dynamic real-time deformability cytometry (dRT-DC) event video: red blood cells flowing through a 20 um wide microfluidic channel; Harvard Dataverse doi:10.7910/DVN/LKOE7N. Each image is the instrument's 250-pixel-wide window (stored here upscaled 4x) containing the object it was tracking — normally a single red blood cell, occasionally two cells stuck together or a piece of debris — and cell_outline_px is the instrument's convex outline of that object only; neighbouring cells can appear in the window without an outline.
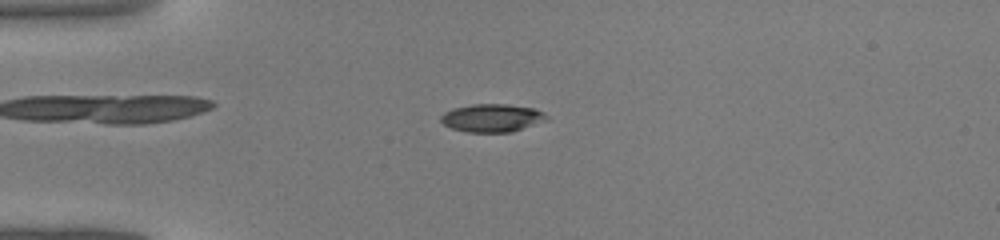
{"species": "common noctule bat (a hibernating species)", "species_latin": "Nyctalus noctula", "temperature_condition": "warm", "stored_images_in_passage": 43, "camera_frame_rate_fps": 3000, "um_per_image_px": 0.085, "animal": {"sex": "male", "body_mass_g": 19.0, "forearm_length_mm": 50.8}, "frame": {"image": 1, "passage_image": 11, "time_ms": 3.333, "image_size_px": [1000, 240], "cell_outline_px": [[548, 120], [512, 132], [468, 132], [452, 128], [444, 124], [440, 120], [440, 116], [444, 112], [452, 108], [472, 104], [508, 104], [532, 108], [544, 112], [548, 116]], "centroid_in_image_um": [41.83, 10.02], "position_along_channel_um": 43.2, "area_um2": 17.34}}
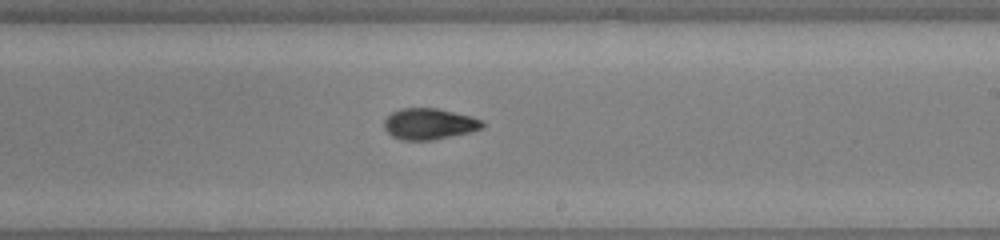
{"frame": {"image": 2, "passage_image": 26, "time_ms": 8.333, "image_size_px": [1000, 240], "cell_outline_px": [[484, 128], [468, 132], [432, 140], [404, 140], [392, 136], [384, 128], [384, 120], [392, 112], [400, 108], [436, 108], [472, 116], [484, 120]], "centroid_in_image_um": [36.49, 10.52], "position_along_channel_um": 252.5, "area_um2": 17.8}}
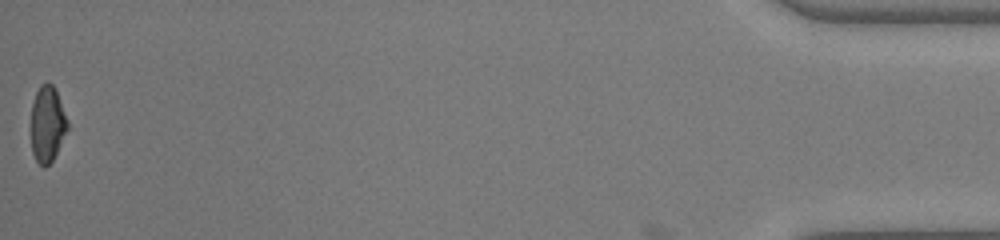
{"frame": {"image": 3, "passage_image": 43, "time_ms": 14.0, "image_size_px": [1000, 240], "cell_outline_px": [[68, 128], [52, 160], [44, 168], [36, 160], [32, 152], [32, 104], [36, 92], [40, 84], [48, 80], [52, 84], [56, 92], [68, 120]], "centroid_in_image_um": [4.02, 10.51], "position_along_channel_um": 431.2, "area_um2": 15.9}}